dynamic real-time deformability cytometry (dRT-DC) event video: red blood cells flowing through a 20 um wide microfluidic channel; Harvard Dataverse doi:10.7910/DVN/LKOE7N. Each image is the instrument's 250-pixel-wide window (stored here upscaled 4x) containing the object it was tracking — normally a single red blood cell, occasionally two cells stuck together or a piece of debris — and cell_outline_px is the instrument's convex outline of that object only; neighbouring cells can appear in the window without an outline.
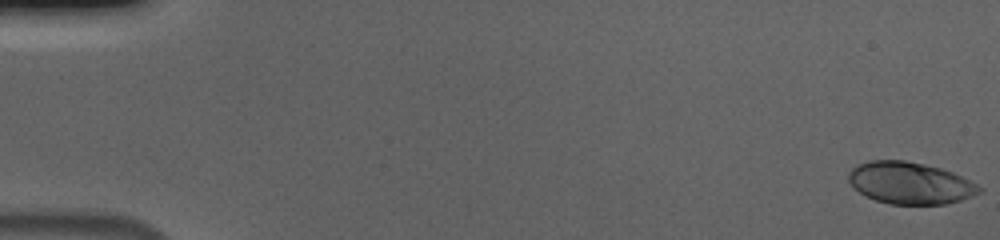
{"species": "human", "species_latin": "Homo sapiens", "temperature_condition": "cold", "stored_images_in_passage": 57, "camera_frame_rate_fps": 3000, "um_per_image_px": 0.085, "donor": {"sex": "male"}, "frame": {"image": 1, "passage_image": 1, "time_ms": 0.0, "image_size_px": [1000, 240], "cell_outline_px": [[984, 188], [980, 192], [960, 200], [944, 204], [888, 204], [876, 200], [860, 192], [848, 180], [848, 172], [856, 164], [868, 160], [904, 160], [924, 164], [940, 168], [952, 172]], "centroid_in_image_um": [77.32, 15.54], "position_along_channel_um": 7.7, "area_um2": 31.67}}
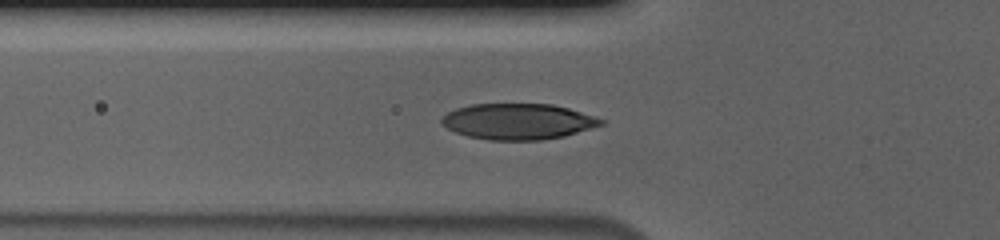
{"frame": {"image": 2, "passage_image": 21, "time_ms": 6.667, "image_size_px": [1000, 240], "cell_outline_px": [[608, 120], [604, 124], [592, 128], [564, 136], [540, 140], [488, 140], [468, 136], [456, 132], [440, 124], [440, 120], [448, 112], [456, 108], [472, 104], [552, 104], [568, 108], [596, 116]], "centroid_in_image_um": [44.06, 10.32], "position_along_channel_um": 81.7, "area_um2": 33.47}}
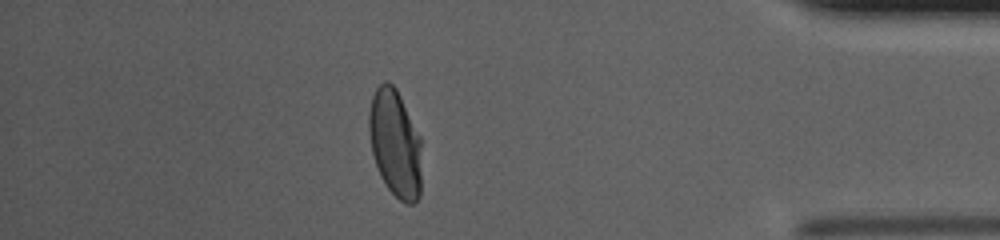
{"frame": {"image": 3, "passage_image": 50, "time_ms": 16.333, "image_size_px": [1000, 240], "cell_outline_px": [[420, 196], [412, 204], [408, 204], [400, 200], [388, 188], [380, 176], [372, 152], [368, 132], [368, 116], [372, 96], [376, 88], [384, 80], [388, 80], [396, 88], [420, 136]], "centroid_in_image_um": [33.56, 12.17], "position_along_channel_um": 401.6, "area_um2": 32.89}, "authors_computed_cell_mechanics": {"area_um2": 33.4084, "velocity_mm_per_s": 3.6709, "shape_relaxation_time_tau1_ms": 4.4725, "shape_relaxation_time_tau2_ms": null, "deformation_change_tau1": 0.1958, "deformation_change_tau2": null}}